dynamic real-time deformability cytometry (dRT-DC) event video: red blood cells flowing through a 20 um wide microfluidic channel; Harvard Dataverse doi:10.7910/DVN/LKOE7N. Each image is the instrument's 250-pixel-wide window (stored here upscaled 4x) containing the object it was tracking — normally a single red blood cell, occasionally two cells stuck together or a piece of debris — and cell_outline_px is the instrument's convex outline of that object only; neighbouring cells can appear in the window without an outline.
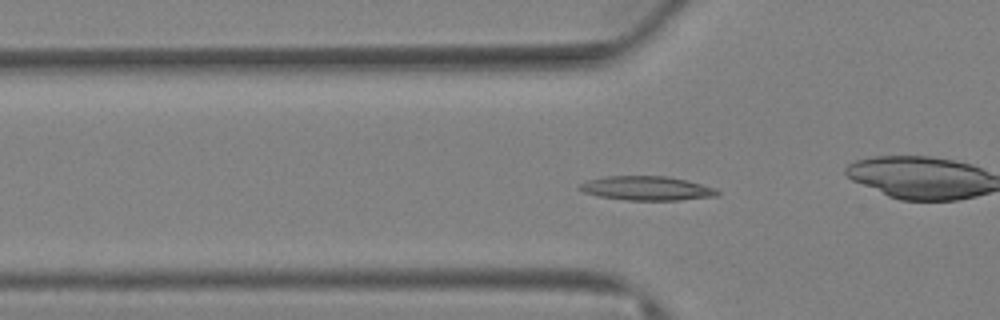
{"species": "Egyptian fruit bat (a non-hibernating species)", "species_latin": "Rousettus aegyptiacus", "temperature_condition": "warm", "stored_images_in_passage": 81, "camera_frame_rate_fps": 3000, "um_per_image_px": 0.085, "animal": {"sex": "female"}, "frame": {"image": 1, "passage_image": 27, "time_ms": 8.667, "image_size_px": [1000, 320], "cell_outline_px": [[720, 192], [716, 196], [680, 200], [628, 200], [600, 196], [584, 192], [576, 188], [576, 184], [588, 180], [604, 176], [668, 176], [716, 188]], "centroid_in_image_um": [54.92, 16.0], "position_along_channel_um": 70.9, "area_um2": 19.36}}
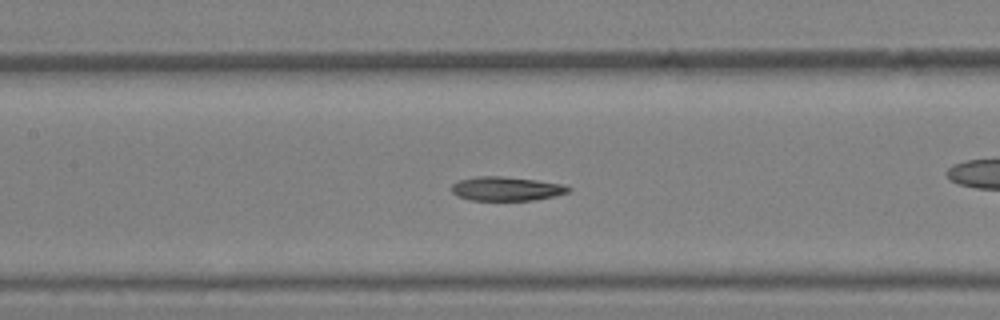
{"frame": {"image": 2, "passage_image": 38, "time_ms": 12.333, "image_size_px": [1000, 320], "cell_outline_px": [[572, 188], [568, 192], [552, 196], [532, 200], [468, 200], [456, 196], [452, 192], [452, 184], [460, 180], [476, 176], [504, 176], [536, 180], [564, 184]], "centroid_in_image_um": [43.01, 16.04], "position_along_channel_um": 164.4, "area_um2": 16.36}}
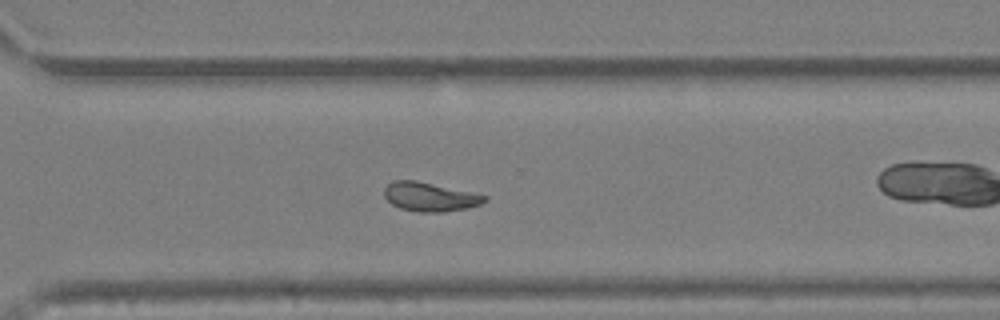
{"frame": {"image": 3, "passage_image": 58, "time_ms": 19.0, "image_size_px": [1000, 320], "cell_outline_px": [[488, 200], [480, 204], [468, 208], [444, 212], [416, 212], [400, 208], [392, 204], [384, 196], [384, 188], [392, 180], [416, 180], [488, 196]], "centroid_in_image_um": [36.52, 16.73], "position_along_channel_um": 334.1, "area_um2": 16.94}, "authors_computed_cell_mechanics": {"area_um2": 17.8024, "velocity_mm_per_s": 2.5541, "shape_relaxation_time_tau1_ms": null, "shape_relaxation_time_tau2_ms": 5.0003, "deformation_change_tau1": null, "deformation_change_tau2": 0.0987}}